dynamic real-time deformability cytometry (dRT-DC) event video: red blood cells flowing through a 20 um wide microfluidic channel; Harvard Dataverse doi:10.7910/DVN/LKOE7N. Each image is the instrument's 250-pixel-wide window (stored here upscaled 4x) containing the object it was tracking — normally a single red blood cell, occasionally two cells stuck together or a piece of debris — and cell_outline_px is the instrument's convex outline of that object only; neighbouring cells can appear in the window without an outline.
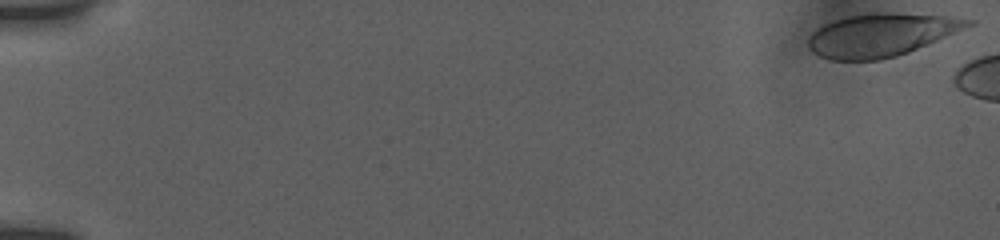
{"species": "human", "species_latin": "Homo sapiens", "temperature_condition": "room temperature", "stored_images_in_passage": 6, "camera_frame_rate_fps": 3000, "um_per_image_px": 0.085, "donor": {"sex": "female"}, "frame": {"image": 1, "passage_image": 1, "time_ms": 0.0, "image_size_px": [1000, 240], "cell_outline_px": [[976, 24], [908, 52], [896, 56], [880, 60], [828, 60], [812, 52], [808, 48], [808, 36], [816, 28], [824, 24], [848, 16], [876, 12], [892, 12], [944, 16], [976, 20]], "centroid_in_image_um": [74.88, 2.97], "position_along_channel_um": 10.1, "area_um2": 40.06}}